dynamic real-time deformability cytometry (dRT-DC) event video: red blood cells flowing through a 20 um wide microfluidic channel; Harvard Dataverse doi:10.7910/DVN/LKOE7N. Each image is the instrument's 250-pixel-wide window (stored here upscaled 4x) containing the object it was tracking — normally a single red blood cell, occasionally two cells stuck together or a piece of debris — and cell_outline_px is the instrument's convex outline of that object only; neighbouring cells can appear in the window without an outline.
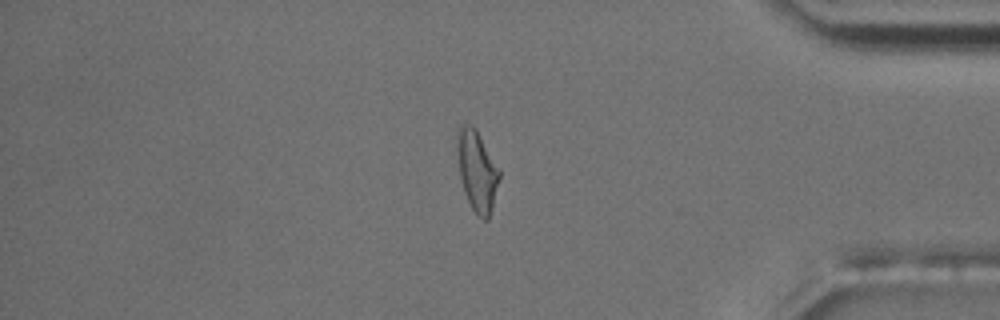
{"species": "common noctule bat (a hibernating species)", "species_latin": "Nyctalus noctula", "temperature_condition": "room temperature", "stored_images_in_passage": 55, "camera_frame_rate_fps": 3000, "um_per_image_px": 0.085, "animal": {"sex": "male", "body_mass_g": 17.5, "forearm_length_mm": 52.3}, "frame": {"image": 1, "passage_image": 47, "time_ms": 15.333, "image_size_px": [1000, 320], "cell_outline_px": [[500, 176], [488, 220], [484, 220], [472, 208], [464, 192], [460, 180], [456, 148], [456, 128], [464, 120], [476, 128], [500, 168]], "centroid_in_image_um": [40.51, 14.4], "position_along_channel_um": 394.7, "area_um2": 20.17}, "authors_computed_cell_mechanics": {"area_um2": 18.3804, "velocity_mm_per_s": 3.6895, "shape_relaxation_time_tau1_ms": 8.8712, "shape_relaxation_time_tau2_ms": 3.1716, "deformation_change_tau1": 0.2264, "deformation_change_tau2": 0.1201}}